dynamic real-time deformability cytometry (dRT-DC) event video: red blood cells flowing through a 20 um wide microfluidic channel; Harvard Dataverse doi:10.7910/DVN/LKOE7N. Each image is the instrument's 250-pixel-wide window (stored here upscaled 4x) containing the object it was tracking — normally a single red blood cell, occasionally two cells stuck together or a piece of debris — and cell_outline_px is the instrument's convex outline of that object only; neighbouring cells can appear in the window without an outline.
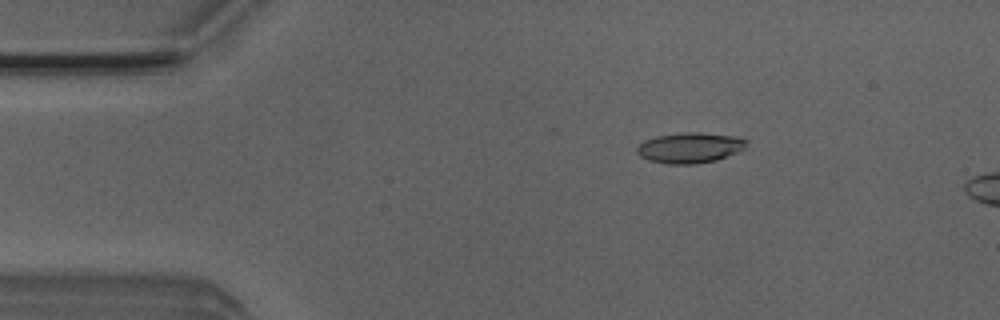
{"species": "Egyptian fruit bat (a non-hibernating species)", "species_latin": "Rousettus aegyptiacus", "temperature_condition": "room temperature", "stored_images_in_passage": 5, "camera_frame_rate_fps": 3000, "um_per_image_px": 0.085, "animal": {"sex": "male"}, "frame": {"image": 1, "passage_image": 3, "time_ms": 0.667, "image_size_px": [1000, 320], "cell_outline_px": [[748, 140], [744, 148], [736, 152], [716, 160], [696, 164], [668, 164], [648, 160], [640, 156], [636, 152], [636, 148], [644, 140], [656, 136], [680, 132], [700, 132], [732, 136]], "centroid_in_image_um": [58.59, 12.55], "position_along_channel_um": 26.4, "area_um2": 19.42}}